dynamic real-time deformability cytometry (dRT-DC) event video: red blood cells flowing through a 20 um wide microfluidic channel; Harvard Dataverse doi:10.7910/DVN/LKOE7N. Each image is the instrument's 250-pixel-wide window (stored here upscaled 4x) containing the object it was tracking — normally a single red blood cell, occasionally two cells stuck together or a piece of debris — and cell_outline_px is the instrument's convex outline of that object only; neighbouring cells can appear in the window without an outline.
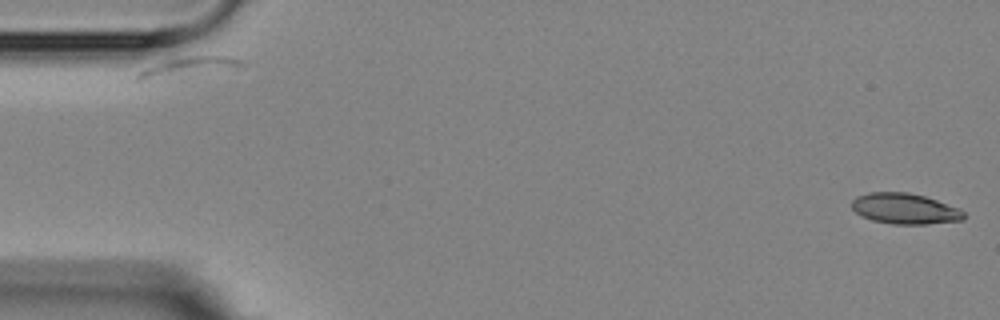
{"species": "Egyptian fruit bat (a non-hibernating species)", "species_latin": "Rousettus aegyptiacus", "temperature_condition": "room temperature", "stored_images_in_passage": 4, "camera_frame_rate_fps": 3000, "um_per_image_px": 0.085, "animal": {"sex": "female"}, "frame": {"image": 1, "passage_image": 1, "time_ms": 0.0, "image_size_px": [1000, 320], "cell_outline_px": [[964, 220], [924, 224], [892, 224], [872, 220], [860, 216], [852, 208], [852, 200], [856, 196], [868, 192], [908, 192], [924, 196], [960, 208], [964, 212]], "centroid_in_image_um": [76.89, 17.73], "position_along_channel_um": 8.1, "area_um2": 20.11}}